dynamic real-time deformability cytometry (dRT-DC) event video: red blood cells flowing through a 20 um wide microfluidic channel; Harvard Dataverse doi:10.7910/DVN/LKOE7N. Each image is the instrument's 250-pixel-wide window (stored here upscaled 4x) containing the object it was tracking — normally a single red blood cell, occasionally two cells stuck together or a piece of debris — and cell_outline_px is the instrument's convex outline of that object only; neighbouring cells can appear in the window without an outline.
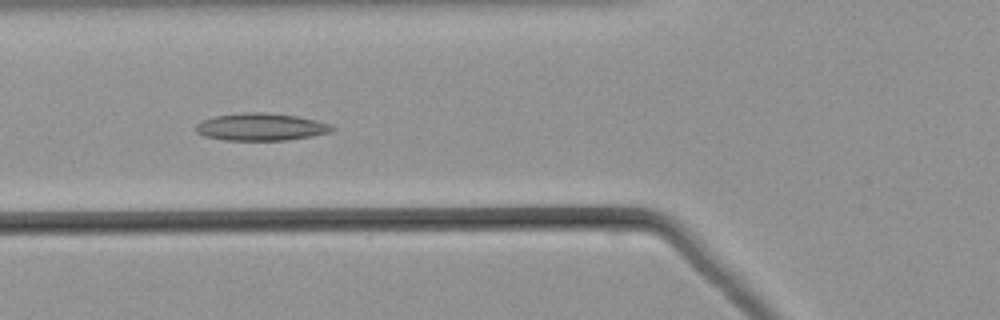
{"species": "common noctule bat (a hibernating species)", "species_latin": "Nyctalus noctula", "temperature_condition": "warm", "stored_images_in_passage": 51, "camera_frame_rate_fps": 3000, "um_per_image_px": 0.085, "animal": {"sex": "male", "body_mass_g": 21.5, "forearm_length_mm": 52.0}, "frame": {"image": 1, "passage_image": 19, "time_ms": 6.0, "image_size_px": [1000, 320], "cell_outline_px": [[336, 128], [332, 132], [312, 136], [284, 140], [224, 140], [204, 136], [196, 132], [196, 124], [212, 116], [244, 112], [264, 112], [296, 116], [316, 120], [332, 124]], "centroid_in_image_um": [22.2, 10.78], "position_along_channel_um": 103.6, "area_um2": 21.85}}
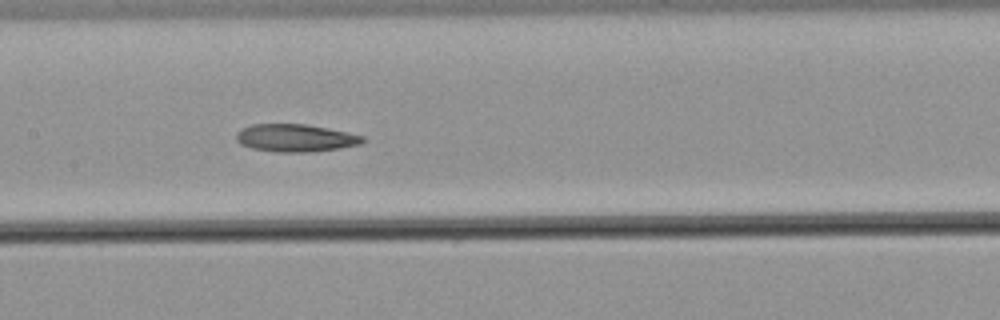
{"frame": {"image": 2, "passage_image": 25, "time_ms": 8.0, "image_size_px": [1000, 320], "cell_outline_px": [[368, 140], [360, 144], [340, 148], [312, 152], [276, 152], [252, 148], [240, 144], [236, 140], [236, 132], [252, 124], [304, 124], [328, 128], [348, 132], [364, 136]], "centroid_in_image_um": [25.14, 11.73], "position_along_channel_um": 182.3, "area_um2": 20.46}}
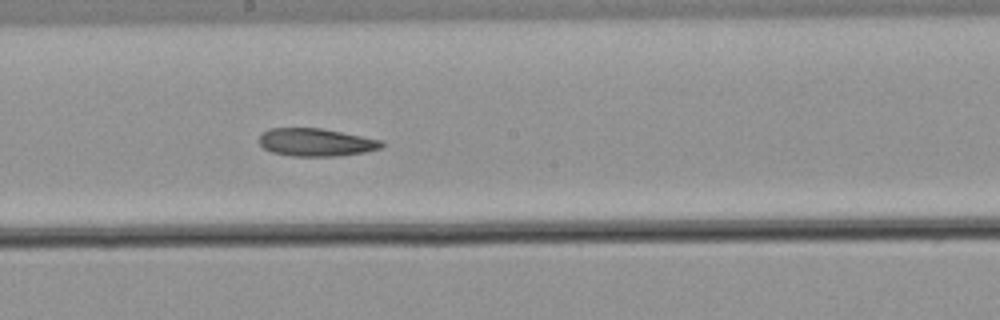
{"frame": {"image": 3, "passage_image": 28, "time_ms": 9.0, "image_size_px": [1000, 320], "cell_outline_px": [[384, 144], [380, 148], [364, 152], [340, 156], [292, 156], [272, 152], [264, 148], [260, 144], [260, 136], [268, 128], [320, 128], [384, 140]], "centroid_in_image_um": [26.88, 12.09], "position_along_channel_um": 221.3, "area_um2": 19.83}}